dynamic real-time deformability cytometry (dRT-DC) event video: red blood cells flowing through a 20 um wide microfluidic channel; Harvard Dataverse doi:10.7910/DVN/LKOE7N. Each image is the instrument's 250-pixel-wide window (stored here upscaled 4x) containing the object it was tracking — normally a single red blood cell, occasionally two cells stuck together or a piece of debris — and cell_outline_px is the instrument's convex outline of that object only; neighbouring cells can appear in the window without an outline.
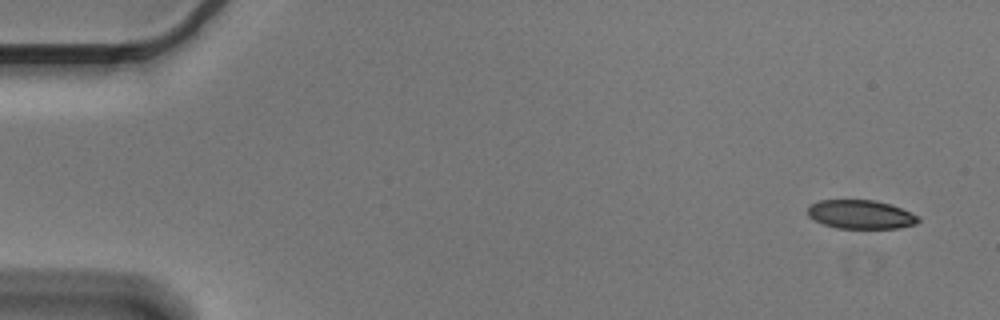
{"species": "Egyptian fruit bat (a non-hibernating species)", "species_latin": "Rousettus aegyptiacus", "temperature_condition": "cold", "stored_images_in_passage": 4, "camera_frame_rate_fps": 3000, "um_per_image_px": 0.085, "animal": {"sex": "male"}, "frame": {"image": 1, "passage_image": 1, "time_ms": 0.0, "image_size_px": [1000, 320], "cell_outline_px": [[920, 220], [916, 224], [900, 228], [836, 228], [824, 224], [808, 216], [808, 204], [820, 200], [876, 200], [892, 204], [920, 216]], "centroid_in_image_um": [73.19, 18.22], "position_along_channel_um": 11.8, "area_um2": 18.73}}
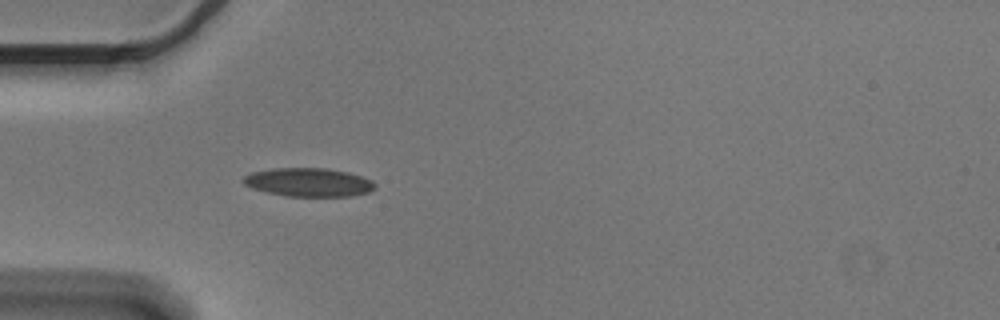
{"frame": {"image": 2, "passage_image": 4, "time_ms": 1.0, "image_size_px": [1000, 320], "cell_outline_px": [[376, 188], [368, 192], [352, 196], [288, 196], [268, 192], [252, 188], [244, 184], [240, 180], [244, 176], [252, 172], [272, 168], [328, 168], [348, 172], [372, 180], [376, 184]], "centroid_in_image_um": [26.23, 15.49], "position_along_channel_um": 58.8, "area_um2": 21.96}}